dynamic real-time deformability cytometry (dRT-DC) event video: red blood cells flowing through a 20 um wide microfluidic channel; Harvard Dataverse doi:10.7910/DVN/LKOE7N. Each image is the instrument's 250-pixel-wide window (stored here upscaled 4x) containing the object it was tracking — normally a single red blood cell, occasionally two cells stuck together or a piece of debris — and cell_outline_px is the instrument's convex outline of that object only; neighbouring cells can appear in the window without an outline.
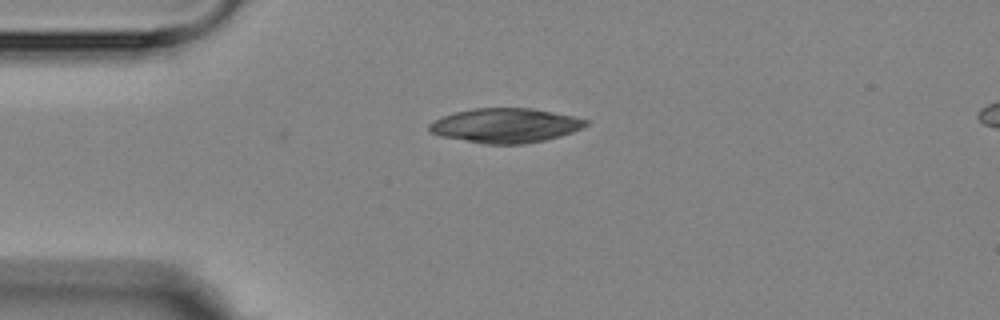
{"species": "Egyptian fruit bat (a non-hibernating species)", "species_latin": "Rousettus aegyptiacus", "temperature_condition": "room temperature", "stored_images_in_passage": 3, "camera_frame_rate_fps": 3000, "um_per_image_px": 0.085, "animal": {"sex": "female"}, "frame": {"image": 1, "passage_image": 1, "time_ms": 0.0, "image_size_px": [1000, 320], "cell_outline_px": [[588, 124], [584, 128], [560, 136], [544, 140], [524, 144], [484, 144], [440, 136], [428, 132], [428, 124], [444, 116], [456, 112], [472, 108], [532, 108], [576, 116], [588, 120]], "centroid_in_image_um": [42.98, 10.67], "position_along_channel_um": 42.0, "area_um2": 31.62}}
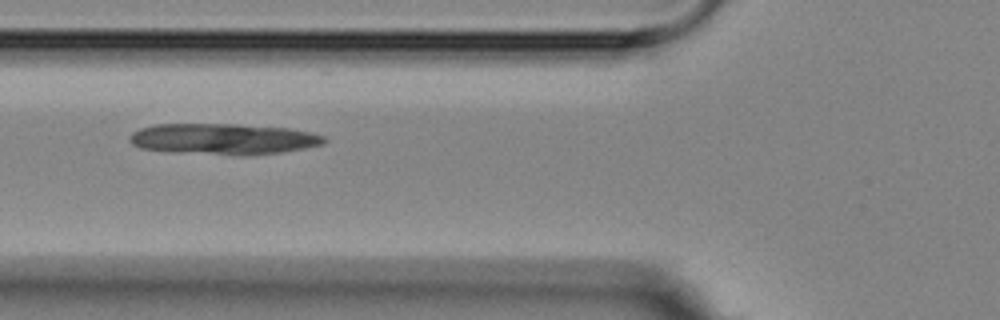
{"frame": {"image": 2, "passage_image": 3, "time_ms": 2.333, "image_size_px": [1000, 320], "cell_outline_px": [[328, 140], [324, 144], [304, 148], [280, 152], [252, 156], [244, 156], [172, 152], [140, 148], [132, 144], [128, 140], [128, 136], [132, 132], [140, 128], [152, 124], [236, 124], [292, 128], [312, 132], [324, 136]], "centroid_in_image_um": [18.98, 11.82], "position_along_channel_um": 106.8, "area_um2": 35.78}}